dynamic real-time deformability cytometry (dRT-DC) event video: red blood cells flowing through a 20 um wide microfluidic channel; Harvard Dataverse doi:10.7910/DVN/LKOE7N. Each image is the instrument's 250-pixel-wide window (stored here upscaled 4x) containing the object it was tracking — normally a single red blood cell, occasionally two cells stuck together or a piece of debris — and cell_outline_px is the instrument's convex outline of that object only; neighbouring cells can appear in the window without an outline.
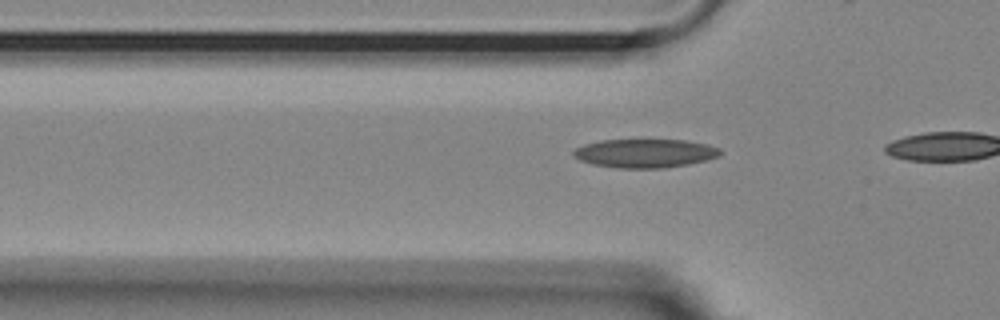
{"species": "Egyptian fruit bat (a non-hibernating species)", "species_latin": "Rousettus aegyptiacus", "temperature_condition": "room temperature", "stored_images_in_passage": 16, "camera_frame_rate_fps": 3000, "um_per_image_px": 0.085, "animal": {"sex": "female"}, "frame": {"image": 1, "passage_image": 14, "time_ms": 4.333, "image_size_px": [1000, 320], "cell_outline_px": [[724, 152], [720, 156], [708, 160], [688, 164], [664, 168], [620, 168], [592, 164], [580, 160], [572, 156], [572, 152], [576, 148], [584, 144], [600, 140], [684, 140], [708, 144], [720, 148]], "centroid_in_image_um": [54.86, 13.03], "position_along_channel_um": 70.9, "area_um2": 24.74}}